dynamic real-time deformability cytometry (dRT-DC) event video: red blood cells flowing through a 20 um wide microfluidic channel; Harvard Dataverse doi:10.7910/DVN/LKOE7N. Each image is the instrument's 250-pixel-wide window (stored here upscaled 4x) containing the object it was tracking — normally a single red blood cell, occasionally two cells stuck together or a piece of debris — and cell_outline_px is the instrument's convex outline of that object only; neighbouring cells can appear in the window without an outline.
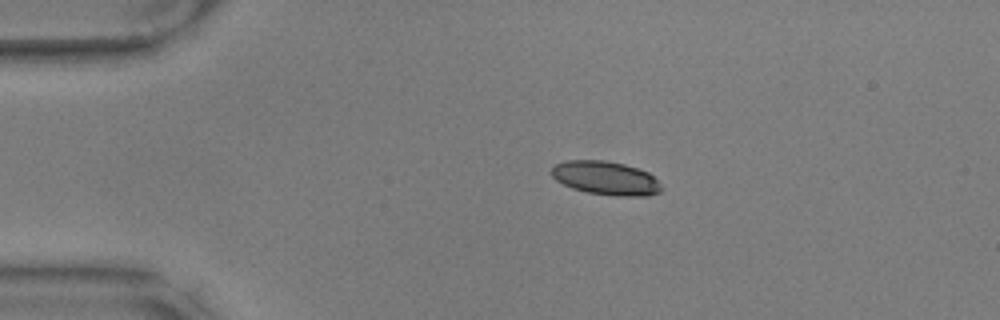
{"species": "common noctule bat (a hibernating species)", "species_latin": "Nyctalus noctula", "temperature_condition": "warm", "stored_images_in_passage": 46, "camera_frame_rate_fps": 3000, "um_per_image_px": 0.085, "animal": {"sex": "male", "body_mass_g": 17.9, "forearm_length_mm": 54.2}, "frame": {"image": 1, "passage_image": 1, "time_ms": 0.0, "image_size_px": [1000, 320], "cell_outline_px": [[664, 188], [660, 192], [648, 196], [616, 196], [588, 192], [572, 188], [556, 180], [552, 176], [552, 168], [556, 164], [568, 160], [604, 160], [624, 164], [648, 172]], "centroid_in_image_um": [51.51, 15.14], "position_along_channel_um": 33.5, "area_um2": 21.44}}
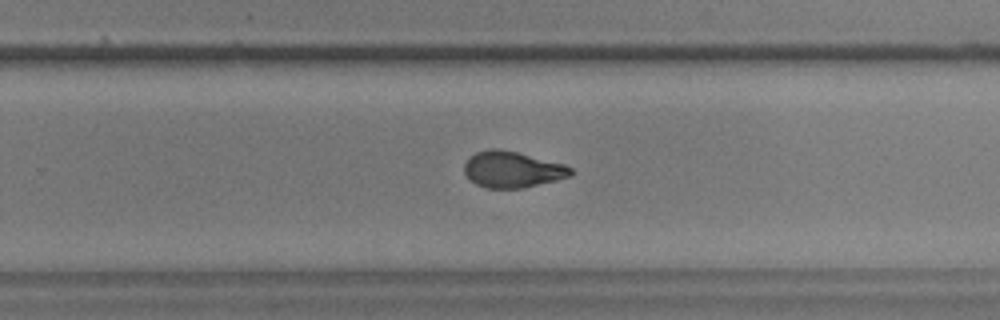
{"frame": {"image": 2, "passage_image": 26, "time_ms": 8.333, "image_size_px": [1000, 320], "cell_outline_px": [[572, 176], [524, 188], [484, 188], [476, 184], [464, 172], [464, 164], [476, 152], [488, 148], [496, 148], [516, 152], [564, 164], [572, 168]], "centroid_in_image_um": [43.55, 14.41], "position_along_channel_um": 286.2, "area_um2": 22.31}}
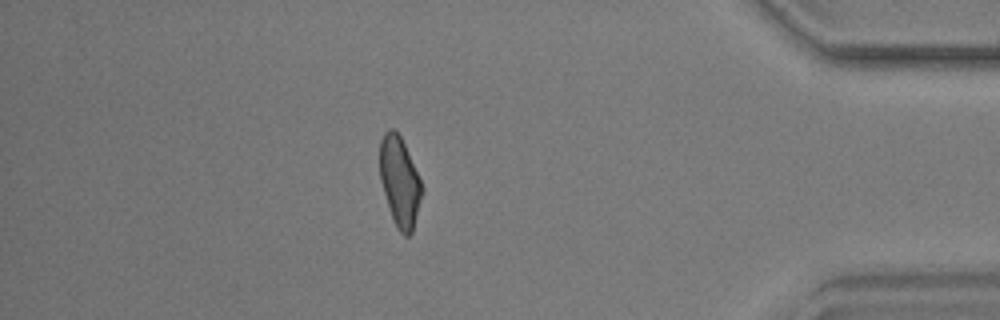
{"frame": {"image": 3, "passage_image": 39, "time_ms": 12.667, "image_size_px": [1000, 320], "cell_outline_px": [[424, 192], [412, 232], [408, 236], [404, 236], [396, 228], [380, 180], [380, 140], [384, 132], [388, 128], [392, 128], [400, 136], [404, 144], [424, 188]], "centroid_in_image_um": [33.99, 15.46], "position_along_channel_um": 401.2, "area_um2": 21.91}, "authors_computed_cell_mechanics": {"area_um2": 22.5998, "velocity_mm_per_s": 3.5441, "shape_relaxation_time_tau1_ms": 5.5822, "shape_relaxation_time_tau2_ms": 1.4813, "deformation_change_tau1": 0.1756, "deformation_change_tau2": 0.0624}}